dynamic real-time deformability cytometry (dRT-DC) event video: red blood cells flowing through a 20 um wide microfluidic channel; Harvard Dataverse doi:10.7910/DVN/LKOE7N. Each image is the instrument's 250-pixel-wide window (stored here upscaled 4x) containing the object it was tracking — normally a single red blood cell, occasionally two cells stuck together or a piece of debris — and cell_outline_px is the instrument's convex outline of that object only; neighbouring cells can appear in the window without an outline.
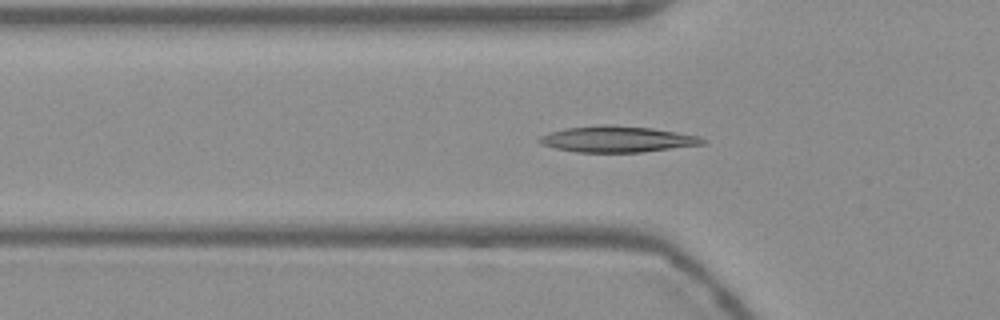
{"species": "Egyptian fruit bat (a non-hibernating species)", "species_latin": "Rousettus aegyptiacus", "temperature_condition": "warm", "stored_images_in_passage": 55, "camera_frame_rate_fps": 3000, "um_per_image_px": 0.085, "frame": {"image": 1, "passage_image": 18, "time_ms": 5.667, "image_size_px": [1000, 320], "cell_outline_px": [[708, 140], [704, 144], [640, 152], [576, 152], [556, 148], [540, 144], [536, 140], [540, 136], [548, 132], [564, 128], [604, 124], [608, 124], [652, 128], [700, 136]], "centroid_in_image_um": [52.43, 11.82], "position_along_channel_um": 73.4, "area_um2": 24.91}}
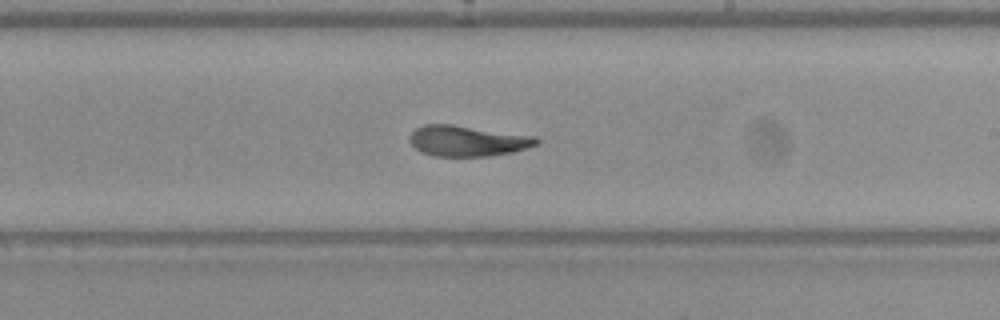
{"frame": {"image": 2, "passage_image": 32, "time_ms": 10.333, "image_size_px": [1000, 320], "cell_outline_px": [[540, 140], [536, 144], [528, 148], [512, 152], [488, 156], [432, 156], [420, 152], [408, 140], [408, 136], [416, 128], [424, 124], [452, 124], [536, 136]], "centroid_in_image_um": [39.71, 11.97], "position_along_channel_um": 249.3, "area_um2": 22.83}}
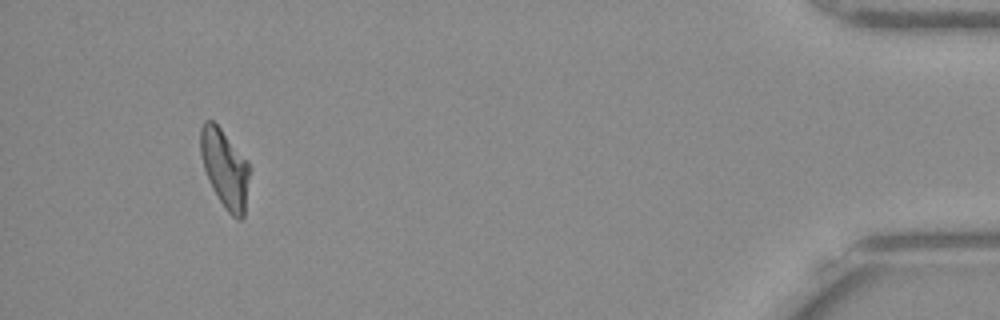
{"frame": {"image": 3, "passage_image": 51, "time_ms": 16.667, "image_size_px": [1000, 320], "cell_outline_px": [[248, 176], [244, 216], [240, 220], [236, 220], [228, 212], [212, 188], [208, 180], [200, 156], [200, 128], [204, 120], [212, 120], [220, 128], [248, 160]], "centroid_in_image_um": [19.08, 14.3], "position_along_channel_um": 416.1, "area_um2": 22.14}, "authors_computed_cell_mechanics": {"area_um2": 23.0622, "velocity_mm_per_s": 3.7567, "shape_relaxation_time_tau1_ms": 6.3919, "shape_relaxation_time_tau2_ms": 2.4558, "deformation_change_tau1": 0.2098, "deformation_change_tau2": 0.0917}}